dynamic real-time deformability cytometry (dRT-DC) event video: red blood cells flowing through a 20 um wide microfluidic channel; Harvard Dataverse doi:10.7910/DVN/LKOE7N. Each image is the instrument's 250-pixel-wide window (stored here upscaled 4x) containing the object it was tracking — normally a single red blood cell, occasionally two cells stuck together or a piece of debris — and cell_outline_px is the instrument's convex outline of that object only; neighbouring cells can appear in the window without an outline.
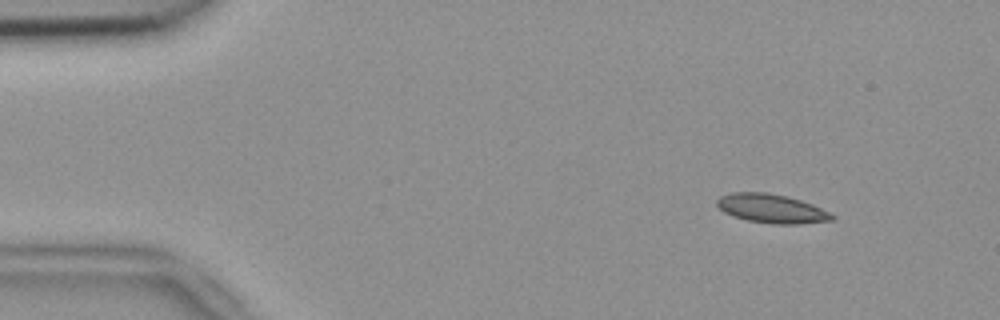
{"species": "common noctule bat (a hibernating species)", "species_latin": "Nyctalus noctula", "temperature_condition": "room temperature", "stored_images_in_passage": 52, "camera_frame_rate_fps": 3000, "um_per_image_px": 0.085, "animal": {"sex": "female", "body_mass_g": 18.4}, "frame": {"image": 1, "passage_image": 5, "time_ms": 1.333, "image_size_px": [1000, 320], "cell_outline_px": [[836, 216], [832, 220], [796, 224], [772, 224], [748, 220], [732, 216], [724, 212], [716, 204], [716, 200], [720, 196], [732, 192], [768, 192], [800, 200], [812, 204]], "centroid_in_image_um": [65.54, 17.72], "position_along_channel_um": 19.5, "area_um2": 19.25}}
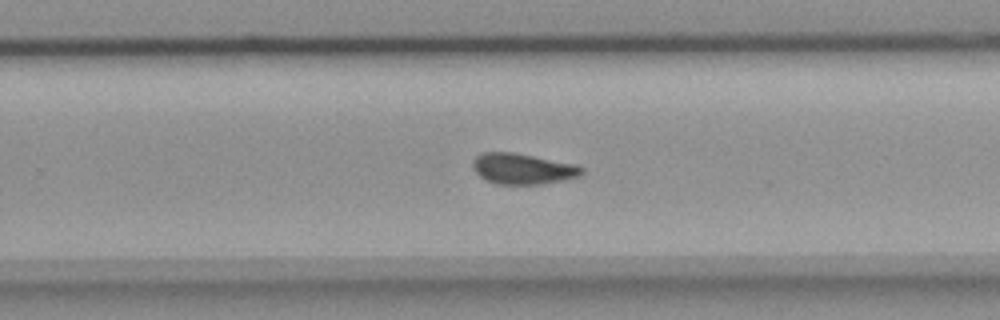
{"frame": {"image": 2, "passage_image": 33, "time_ms": 10.667, "image_size_px": [1000, 320], "cell_outline_px": [[584, 172], [580, 176], [564, 180], [540, 184], [500, 184], [488, 180], [480, 176], [472, 168], [472, 160], [480, 152], [512, 152], [576, 164], [584, 168]], "centroid_in_image_um": [44.43, 14.33], "position_along_channel_um": 285.4, "area_um2": 19.54}}
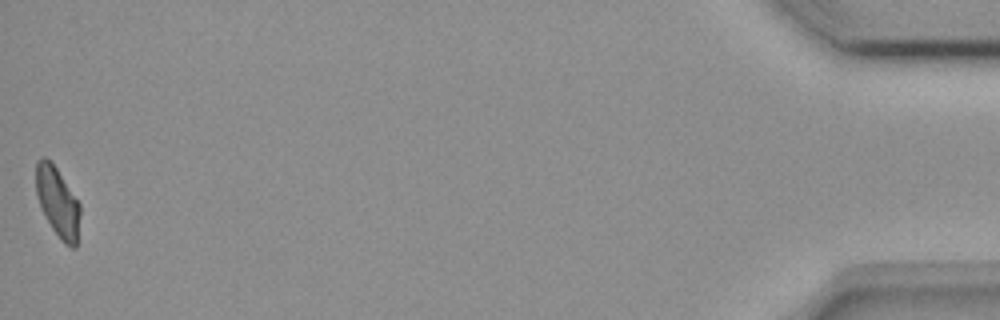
{"frame": {"image": 3, "passage_image": 52, "time_ms": 17.0, "image_size_px": [1000, 320], "cell_outline_px": [[80, 212], [76, 248], [72, 248], [64, 244], [52, 228], [40, 204], [36, 192], [36, 160], [40, 156], [44, 156], [56, 168], [80, 204]], "centroid_in_image_um": [4.9, 17.18], "position_along_channel_um": 430.3, "area_um2": 17.57}, "authors_computed_cell_mechanics": {"area_um2": 19.0451, "velocity_mm_per_s": 3.8065, "shape_relaxation_time_tau1_ms": 5.478, "shape_relaxation_time_tau2_ms": 1.6786, "deformation_change_tau1": 0.1415, "deformation_change_tau2": 0.0757}}